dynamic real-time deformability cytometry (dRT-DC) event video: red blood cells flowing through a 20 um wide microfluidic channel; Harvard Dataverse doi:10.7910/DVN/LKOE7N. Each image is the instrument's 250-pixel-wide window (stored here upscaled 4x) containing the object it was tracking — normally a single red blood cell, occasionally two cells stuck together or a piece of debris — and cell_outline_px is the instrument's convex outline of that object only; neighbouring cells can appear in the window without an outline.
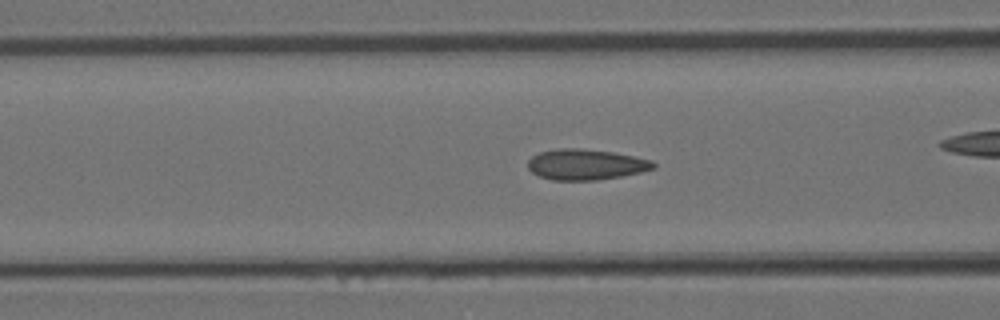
{"species": "Egyptian fruit bat (a non-hibernating species)", "species_latin": "Rousettus aegyptiacus", "temperature_condition": "room temperature", "stored_images_in_passage": 38, "camera_frame_rate_fps": 3000, "um_per_image_px": 0.085, "animal": {"sex": "female"}, "frame": {"image": 1, "passage_image": 17, "time_ms": 5.333, "image_size_px": [1000, 320], "cell_outline_px": [[656, 168], [640, 172], [620, 176], [596, 180], [552, 180], [540, 176], [532, 172], [528, 168], [528, 160], [532, 156], [540, 152], [560, 148], [576, 148], [612, 152], [652, 160], [656, 164]], "centroid_in_image_um": [49.79, 13.98], "position_along_channel_um": 116.8, "area_um2": 22.25}}